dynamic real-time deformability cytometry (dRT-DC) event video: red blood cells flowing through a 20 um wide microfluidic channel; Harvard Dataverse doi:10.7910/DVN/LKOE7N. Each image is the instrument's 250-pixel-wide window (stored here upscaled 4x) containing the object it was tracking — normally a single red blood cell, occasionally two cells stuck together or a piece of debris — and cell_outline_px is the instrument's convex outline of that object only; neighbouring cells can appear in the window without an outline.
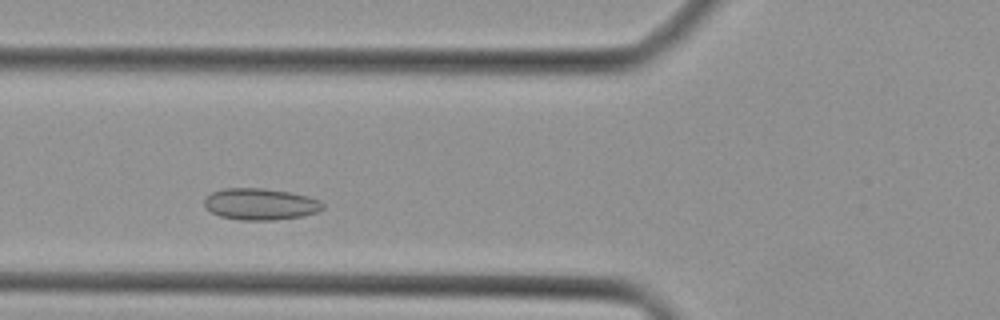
{"species": "Egyptian fruit bat (a non-hibernating species)", "species_latin": "Rousettus aegyptiacus", "temperature_condition": "cold", "stored_images_in_passage": 27, "camera_frame_rate_fps": 3000, "um_per_image_px": 0.085, "animal": {"sex": "female"}, "frame": {"image": 1, "passage_image": 7, "time_ms": 2.0, "image_size_px": [1000, 320], "cell_outline_px": [[324, 208], [316, 212], [304, 216], [276, 220], [240, 220], [220, 216], [212, 212], [204, 204], [204, 200], [212, 192], [224, 188], [264, 188], [288, 192], [308, 196], [320, 200], [324, 204]], "centroid_in_image_um": [22.16, 17.35], "position_along_channel_um": 103.6, "area_um2": 21.79}}
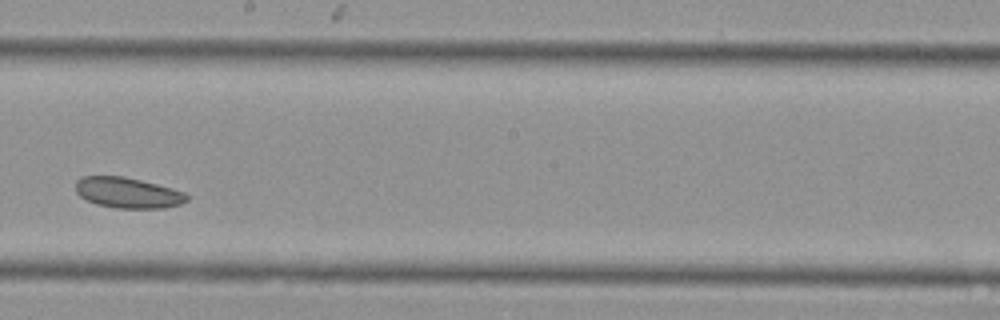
{"frame": {"image": 2, "passage_image": 16, "time_ms": 5.0, "image_size_px": [1000, 320], "cell_outline_px": [[188, 200], [180, 204], [164, 208], [116, 208], [96, 204], [80, 196], [76, 192], [76, 180], [84, 176], [124, 176], [172, 188], [184, 192], [188, 196]], "centroid_in_image_um": [10.86, 16.38], "position_along_channel_um": 237.3, "area_um2": 19.77}}
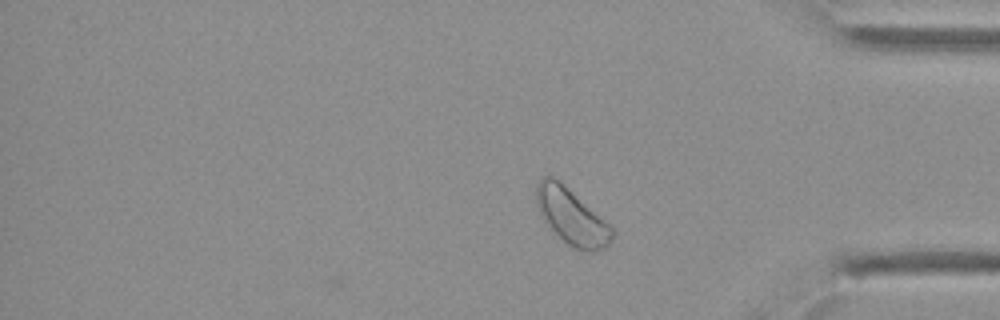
{"frame": {"image": 3, "passage_image": 27, "time_ms": 8.667, "image_size_px": [1000, 320], "cell_outline_px": [[612, 240], [604, 248], [596, 252], [592, 252], [572, 248], [544, 220], [536, 204], [536, 184], [544, 176], [552, 176], [560, 180], [604, 220], [612, 228]], "centroid_in_image_um": [48.57, 18.39], "position_along_channel_um": 386.6, "area_um2": 24.16}}